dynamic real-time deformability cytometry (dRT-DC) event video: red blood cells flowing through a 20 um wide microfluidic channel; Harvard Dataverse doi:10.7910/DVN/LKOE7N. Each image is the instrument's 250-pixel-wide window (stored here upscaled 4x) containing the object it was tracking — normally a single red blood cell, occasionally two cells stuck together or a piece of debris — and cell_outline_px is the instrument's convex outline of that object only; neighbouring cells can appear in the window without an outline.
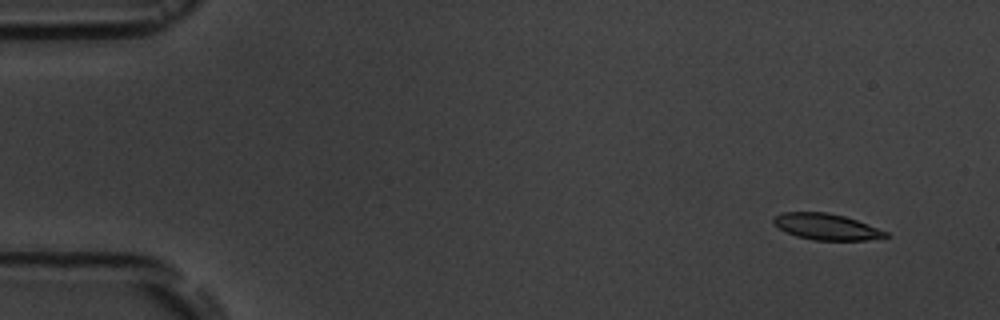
{"species": "common noctule bat (a hibernating species)", "species_latin": "Nyctalus noctula", "temperature_condition": "room temperature", "stored_images_in_passage": 10, "camera_frame_rate_fps": 3000, "um_per_image_px": 0.085, "animal": {"sex": "male", "body_mass_g": 19.5, "forearm_length_mm": 54.6}, "frame": {"image": 1, "passage_image": 2, "time_ms": 1.0, "image_size_px": [1000, 320], "cell_outline_px": [[892, 236], [868, 240], [812, 240], [796, 236], [772, 224], [772, 220], [780, 212], [828, 212], [844, 216], [856, 220], [888, 232]], "centroid_in_image_um": [70.25, 19.27], "position_along_channel_um": 14.8, "area_um2": 17.11}}
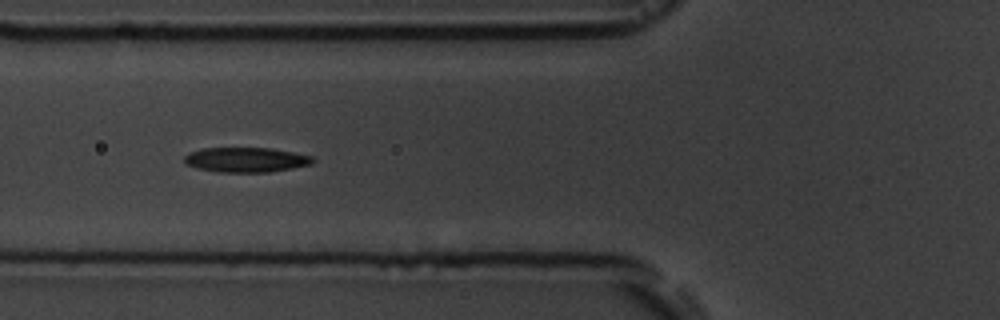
{"frame": {"image": 2, "passage_image": 7, "time_ms": 6.667, "image_size_px": [1000, 320], "cell_outline_px": [[316, 160], [312, 164], [272, 172], [220, 172], [196, 168], [188, 164], [184, 160], [184, 156], [188, 152], [204, 148], [272, 148], [312, 156]], "centroid_in_image_um": [20.93, 13.58], "position_along_channel_um": 104.9, "area_um2": 18.61}}
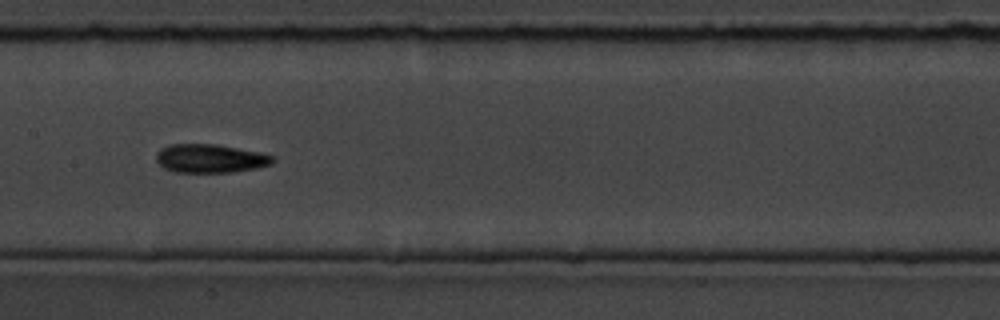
{"frame": {"image": 3, "passage_image": 9, "time_ms": 9.0, "image_size_px": [1000, 320], "cell_outline_px": [[276, 160], [272, 164], [256, 168], [232, 172], [176, 172], [164, 168], [156, 160], [156, 152], [160, 148], [168, 144], [216, 144], [260, 152], [272, 156]], "centroid_in_image_um": [17.86, 13.46], "position_along_channel_um": 189.5, "area_um2": 19.48}}